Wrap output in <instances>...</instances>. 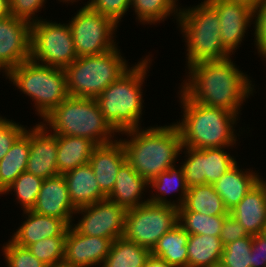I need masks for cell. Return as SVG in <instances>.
<instances>
[{"label": "cell", "instance_id": "1", "mask_svg": "<svg viewBox=\"0 0 266 267\" xmlns=\"http://www.w3.org/2000/svg\"><path fill=\"white\" fill-rule=\"evenodd\" d=\"M235 66L231 58L196 63L188 67V80H184L181 91L204 106L239 114L254 85L248 75Z\"/></svg>", "mask_w": 266, "mask_h": 267}, {"label": "cell", "instance_id": "2", "mask_svg": "<svg viewBox=\"0 0 266 267\" xmlns=\"http://www.w3.org/2000/svg\"><path fill=\"white\" fill-rule=\"evenodd\" d=\"M131 139L121 140L127 162L148 183L160 173L175 166V160L182 152V140L177 126L165 125L123 131ZM181 151V152H180Z\"/></svg>", "mask_w": 266, "mask_h": 267}, {"label": "cell", "instance_id": "3", "mask_svg": "<svg viewBox=\"0 0 266 267\" xmlns=\"http://www.w3.org/2000/svg\"><path fill=\"white\" fill-rule=\"evenodd\" d=\"M179 92L184 113L182 122L175 125L180 132L182 147L222 148L232 147L236 143L233 126L237 124L238 114L204 106L190 100L181 90Z\"/></svg>", "mask_w": 266, "mask_h": 267}, {"label": "cell", "instance_id": "4", "mask_svg": "<svg viewBox=\"0 0 266 267\" xmlns=\"http://www.w3.org/2000/svg\"><path fill=\"white\" fill-rule=\"evenodd\" d=\"M149 64L150 57L147 56L130 67L96 98L105 120L118 134L140 127L144 102L141 86L150 68Z\"/></svg>", "mask_w": 266, "mask_h": 267}, {"label": "cell", "instance_id": "5", "mask_svg": "<svg viewBox=\"0 0 266 267\" xmlns=\"http://www.w3.org/2000/svg\"><path fill=\"white\" fill-rule=\"evenodd\" d=\"M54 135L84 137L96 145L113 142L115 130L105 120L94 98L68 97L43 118ZM47 123V124H46ZM113 134V135H112Z\"/></svg>", "mask_w": 266, "mask_h": 267}, {"label": "cell", "instance_id": "6", "mask_svg": "<svg viewBox=\"0 0 266 267\" xmlns=\"http://www.w3.org/2000/svg\"><path fill=\"white\" fill-rule=\"evenodd\" d=\"M177 22L187 42L188 67L204 61H221L232 55L221 42L217 11L207 0L180 9Z\"/></svg>", "mask_w": 266, "mask_h": 267}, {"label": "cell", "instance_id": "7", "mask_svg": "<svg viewBox=\"0 0 266 267\" xmlns=\"http://www.w3.org/2000/svg\"><path fill=\"white\" fill-rule=\"evenodd\" d=\"M115 47L103 54L78 57L64 70L70 97L96 99L130 67Z\"/></svg>", "mask_w": 266, "mask_h": 267}, {"label": "cell", "instance_id": "8", "mask_svg": "<svg viewBox=\"0 0 266 267\" xmlns=\"http://www.w3.org/2000/svg\"><path fill=\"white\" fill-rule=\"evenodd\" d=\"M6 77L34 101L35 111L41 118L69 97L63 68L42 65L30 59L11 69Z\"/></svg>", "mask_w": 266, "mask_h": 267}, {"label": "cell", "instance_id": "9", "mask_svg": "<svg viewBox=\"0 0 266 267\" xmlns=\"http://www.w3.org/2000/svg\"><path fill=\"white\" fill-rule=\"evenodd\" d=\"M44 20L31 24L30 59L65 69L78 58L69 24Z\"/></svg>", "mask_w": 266, "mask_h": 267}, {"label": "cell", "instance_id": "10", "mask_svg": "<svg viewBox=\"0 0 266 267\" xmlns=\"http://www.w3.org/2000/svg\"><path fill=\"white\" fill-rule=\"evenodd\" d=\"M177 224L178 208L146 202L126 211L123 237L152 250Z\"/></svg>", "mask_w": 266, "mask_h": 267}, {"label": "cell", "instance_id": "11", "mask_svg": "<svg viewBox=\"0 0 266 267\" xmlns=\"http://www.w3.org/2000/svg\"><path fill=\"white\" fill-rule=\"evenodd\" d=\"M69 22L77 57L103 54L117 46L113 34L118 25L88 4Z\"/></svg>", "mask_w": 266, "mask_h": 267}, {"label": "cell", "instance_id": "12", "mask_svg": "<svg viewBox=\"0 0 266 267\" xmlns=\"http://www.w3.org/2000/svg\"><path fill=\"white\" fill-rule=\"evenodd\" d=\"M222 148L195 149L182 147L188 157L181 163L185 182L188 187L201 184H214L226 172L232 169L237 162L234 156Z\"/></svg>", "mask_w": 266, "mask_h": 267}, {"label": "cell", "instance_id": "13", "mask_svg": "<svg viewBox=\"0 0 266 267\" xmlns=\"http://www.w3.org/2000/svg\"><path fill=\"white\" fill-rule=\"evenodd\" d=\"M126 209L105 199L77 208L75 214H83L81 220L71 226L80 234L102 237L114 241L123 237Z\"/></svg>", "mask_w": 266, "mask_h": 267}, {"label": "cell", "instance_id": "14", "mask_svg": "<svg viewBox=\"0 0 266 267\" xmlns=\"http://www.w3.org/2000/svg\"><path fill=\"white\" fill-rule=\"evenodd\" d=\"M31 24L9 16L0 20V71L5 75L30 60Z\"/></svg>", "mask_w": 266, "mask_h": 267}, {"label": "cell", "instance_id": "15", "mask_svg": "<svg viewBox=\"0 0 266 267\" xmlns=\"http://www.w3.org/2000/svg\"><path fill=\"white\" fill-rule=\"evenodd\" d=\"M112 240L78 233L71 225L65 238L63 265L68 267H91L105 261Z\"/></svg>", "mask_w": 266, "mask_h": 267}, {"label": "cell", "instance_id": "16", "mask_svg": "<svg viewBox=\"0 0 266 267\" xmlns=\"http://www.w3.org/2000/svg\"><path fill=\"white\" fill-rule=\"evenodd\" d=\"M40 124V125H39ZM41 123L30 130V153L26 171L43 179L58 175L57 135Z\"/></svg>", "mask_w": 266, "mask_h": 267}, {"label": "cell", "instance_id": "17", "mask_svg": "<svg viewBox=\"0 0 266 267\" xmlns=\"http://www.w3.org/2000/svg\"><path fill=\"white\" fill-rule=\"evenodd\" d=\"M217 11L223 46L233 54L253 20V10L228 0H207Z\"/></svg>", "mask_w": 266, "mask_h": 267}, {"label": "cell", "instance_id": "18", "mask_svg": "<svg viewBox=\"0 0 266 267\" xmlns=\"http://www.w3.org/2000/svg\"><path fill=\"white\" fill-rule=\"evenodd\" d=\"M76 210L70 201L66 180L63 175L59 174L44 179L31 211L63 219L70 226Z\"/></svg>", "mask_w": 266, "mask_h": 267}, {"label": "cell", "instance_id": "19", "mask_svg": "<svg viewBox=\"0 0 266 267\" xmlns=\"http://www.w3.org/2000/svg\"><path fill=\"white\" fill-rule=\"evenodd\" d=\"M127 161L125 148L118 139L97 145L90 157L89 164L95 174L101 192L108 197L113 190L118 170Z\"/></svg>", "mask_w": 266, "mask_h": 267}, {"label": "cell", "instance_id": "20", "mask_svg": "<svg viewBox=\"0 0 266 267\" xmlns=\"http://www.w3.org/2000/svg\"><path fill=\"white\" fill-rule=\"evenodd\" d=\"M229 214L249 235L262 234L266 228V185L260 180Z\"/></svg>", "mask_w": 266, "mask_h": 267}, {"label": "cell", "instance_id": "21", "mask_svg": "<svg viewBox=\"0 0 266 267\" xmlns=\"http://www.w3.org/2000/svg\"><path fill=\"white\" fill-rule=\"evenodd\" d=\"M23 213L27 214L26 220L11 236V240L17 245L27 248L48 237H66L69 225L63 219L40 215L31 210Z\"/></svg>", "mask_w": 266, "mask_h": 267}, {"label": "cell", "instance_id": "22", "mask_svg": "<svg viewBox=\"0 0 266 267\" xmlns=\"http://www.w3.org/2000/svg\"><path fill=\"white\" fill-rule=\"evenodd\" d=\"M70 201L77 209L107 199L101 192L91 165L78 166L63 174Z\"/></svg>", "mask_w": 266, "mask_h": 267}, {"label": "cell", "instance_id": "23", "mask_svg": "<svg viewBox=\"0 0 266 267\" xmlns=\"http://www.w3.org/2000/svg\"><path fill=\"white\" fill-rule=\"evenodd\" d=\"M145 187L149 188V183L126 161L118 170L113 190L107 199L126 210L135 208L148 202V199L140 200L142 191L147 189Z\"/></svg>", "mask_w": 266, "mask_h": 267}, {"label": "cell", "instance_id": "24", "mask_svg": "<svg viewBox=\"0 0 266 267\" xmlns=\"http://www.w3.org/2000/svg\"><path fill=\"white\" fill-rule=\"evenodd\" d=\"M259 181V175L253 170L251 172L250 170L242 171L236 164L218 179L213 186L229 212Z\"/></svg>", "mask_w": 266, "mask_h": 267}, {"label": "cell", "instance_id": "25", "mask_svg": "<svg viewBox=\"0 0 266 267\" xmlns=\"http://www.w3.org/2000/svg\"><path fill=\"white\" fill-rule=\"evenodd\" d=\"M58 175L89 163L94 148L93 141L84 137L57 135Z\"/></svg>", "mask_w": 266, "mask_h": 267}, {"label": "cell", "instance_id": "26", "mask_svg": "<svg viewBox=\"0 0 266 267\" xmlns=\"http://www.w3.org/2000/svg\"><path fill=\"white\" fill-rule=\"evenodd\" d=\"M29 153L30 129H26L0 160V194L26 171Z\"/></svg>", "mask_w": 266, "mask_h": 267}, {"label": "cell", "instance_id": "27", "mask_svg": "<svg viewBox=\"0 0 266 267\" xmlns=\"http://www.w3.org/2000/svg\"><path fill=\"white\" fill-rule=\"evenodd\" d=\"M178 211L197 212L209 216H228L222 198L213 184L194 185L188 188L183 205Z\"/></svg>", "mask_w": 266, "mask_h": 267}, {"label": "cell", "instance_id": "28", "mask_svg": "<svg viewBox=\"0 0 266 267\" xmlns=\"http://www.w3.org/2000/svg\"><path fill=\"white\" fill-rule=\"evenodd\" d=\"M223 250L220 237L191 234L187 241V267H211L221 261Z\"/></svg>", "mask_w": 266, "mask_h": 267}, {"label": "cell", "instance_id": "29", "mask_svg": "<svg viewBox=\"0 0 266 267\" xmlns=\"http://www.w3.org/2000/svg\"><path fill=\"white\" fill-rule=\"evenodd\" d=\"M188 237L189 234L177 224L158 240L151 253L165 259L173 267H187Z\"/></svg>", "mask_w": 266, "mask_h": 267}, {"label": "cell", "instance_id": "30", "mask_svg": "<svg viewBox=\"0 0 266 267\" xmlns=\"http://www.w3.org/2000/svg\"><path fill=\"white\" fill-rule=\"evenodd\" d=\"M151 250L124 237L112 242L101 267H144Z\"/></svg>", "mask_w": 266, "mask_h": 267}, {"label": "cell", "instance_id": "31", "mask_svg": "<svg viewBox=\"0 0 266 267\" xmlns=\"http://www.w3.org/2000/svg\"><path fill=\"white\" fill-rule=\"evenodd\" d=\"M149 185L157 191L158 195H152L150 199L148 198V202L169 205L176 208H180L183 205L189 188L185 182L182 167L176 169L175 166L170 167L166 172L160 173L156 178L149 182ZM179 190L181 191V196H179L180 199H178V204L162 197V195H167L173 191L178 192Z\"/></svg>", "mask_w": 266, "mask_h": 267}, {"label": "cell", "instance_id": "32", "mask_svg": "<svg viewBox=\"0 0 266 267\" xmlns=\"http://www.w3.org/2000/svg\"><path fill=\"white\" fill-rule=\"evenodd\" d=\"M227 216H209L197 212L178 211V224L191 234L220 237L223 222Z\"/></svg>", "mask_w": 266, "mask_h": 267}, {"label": "cell", "instance_id": "33", "mask_svg": "<svg viewBox=\"0 0 266 267\" xmlns=\"http://www.w3.org/2000/svg\"><path fill=\"white\" fill-rule=\"evenodd\" d=\"M131 7L135 8V14L138 21L143 23L155 24L164 21L167 16L175 14L176 19L180 14V7L173 0H131Z\"/></svg>", "mask_w": 266, "mask_h": 267}, {"label": "cell", "instance_id": "34", "mask_svg": "<svg viewBox=\"0 0 266 267\" xmlns=\"http://www.w3.org/2000/svg\"><path fill=\"white\" fill-rule=\"evenodd\" d=\"M44 179L24 171L20 176L2 193L6 194L12 190L16 193V200L23 207V211L32 210L37 196L40 192Z\"/></svg>", "mask_w": 266, "mask_h": 267}, {"label": "cell", "instance_id": "35", "mask_svg": "<svg viewBox=\"0 0 266 267\" xmlns=\"http://www.w3.org/2000/svg\"><path fill=\"white\" fill-rule=\"evenodd\" d=\"M66 237H48L31 244L27 249L48 267L63 265Z\"/></svg>", "mask_w": 266, "mask_h": 267}, {"label": "cell", "instance_id": "36", "mask_svg": "<svg viewBox=\"0 0 266 267\" xmlns=\"http://www.w3.org/2000/svg\"><path fill=\"white\" fill-rule=\"evenodd\" d=\"M252 235L224 246L221 262L227 267H251Z\"/></svg>", "mask_w": 266, "mask_h": 267}, {"label": "cell", "instance_id": "37", "mask_svg": "<svg viewBox=\"0 0 266 267\" xmlns=\"http://www.w3.org/2000/svg\"><path fill=\"white\" fill-rule=\"evenodd\" d=\"M8 267H48L35 257L26 247L9 240L2 248Z\"/></svg>", "mask_w": 266, "mask_h": 267}, {"label": "cell", "instance_id": "38", "mask_svg": "<svg viewBox=\"0 0 266 267\" xmlns=\"http://www.w3.org/2000/svg\"><path fill=\"white\" fill-rule=\"evenodd\" d=\"M87 4L98 13L111 18L117 25L131 6V0H89Z\"/></svg>", "mask_w": 266, "mask_h": 267}, {"label": "cell", "instance_id": "39", "mask_svg": "<svg viewBox=\"0 0 266 267\" xmlns=\"http://www.w3.org/2000/svg\"><path fill=\"white\" fill-rule=\"evenodd\" d=\"M23 125L0 116V160L7 154L15 141L26 131Z\"/></svg>", "mask_w": 266, "mask_h": 267}, {"label": "cell", "instance_id": "40", "mask_svg": "<svg viewBox=\"0 0 266 267\" xmlns=\"http://www.w3.org/2000/svg\"><path fill=\"white\" fill-rule=\"evenodd\" d=\"M254 38L256 49L260 56L266 59V0L261 2L253 10Z\"/></svg>", "mask_w": 266, "mask_h": 267}, {"label": "cell", "instance_id": "41", "mask_svg": "<svg viewBox=\"0 0 266 267\" xmlns=\"http://www.w3.org/2000/svg\"><path fill=\"white\" fill-rule=\"evenodd\" d=\"M11 15L29 22L39 21L34 15L43 7L45 0H9ZM41 7V8H40ZM33 17V18H32Z\"/></svg>", "mask_w": 266, "mask_h": 267}, {"label": "cell", "instance_id": "42", "mask_svg": "<svg viewBox=\"0 0 266 267\" xmlns=\"http://www.w3.org/2000/svg\"><path fill=\"white\" fill-rule=\"evenodd\" d=\"M248 236L249 234L245 228L230 214L225 218L220 234V239L224 246L236 241L237 239Z\"/></svg>", "mask_w": 266, "mask_h": 267}, {"label": "cell", "instance_id": "43", "mask_svg": "<svg viewBox=\"0 0 266 267\" xmlns=\"http://www.w3.org/2000/svg\"><path fill=\"white\" fill-rule=\"evenodd\" d=\"M251 267H266V237L263 234L252 236Z\"/></svg>", "mask_w": 266, "mask_h": 267}, {"label": "cell", "instance_id": "44", "mask_svg": "<svg viewBox=\"0 0 266 267\" xmlns=\"http://www.w3.org/2000/svg\"><path fill=\"white\" fill-rule=\"evenodd\" d=\"M144 267H173L165 259L153 255L152 253L148 256Z\"/></svg>", "mask_w": 266, "mask_h": 267}, {"label": "cell", "instance_id": "45", "mask_svg": "<svg viewBox=\"0 0 266 267\" xmlns=\"http://www.w3.org/2000/svg\"><path fill=\"white\" fill-rule=\"evenodd\" d=\"M11 16L10 1L0 0V20Z\"/></svg>", "mask_w": 266, "mask_h": 267}, {"label": "cell", "instance_id": "46", "mask_svg": "<svg viewBox=\"0 0 266 267\" xmlns=\"http://www.w3.org/2000/svg\"><path fill=\"white\" fill-rule=\"evenodd\" d=\"M229 2L238 3L254 10L261 0H228Z\"/></svg>", "mask_w": 266, "mask_h": 267}, {"label": "cell", "instance_id": "47", "mask_svg": "<svg viewBox=\"0 0 266 267\" xmlns=\"http://www.w3.org/2000/svg\"><path fill=\"white\" fill-rule=\"evenodd\" d=\"M211 267H227V266L223 262L219 261V262L215 263Z\"/></svg>", "mask_w": 266, "mask_h": 267}, {"label": "cell", "instance_id": "48", "mask_svg": "<svg viewBox=\"0 0 266 267\" xmlns=\"http://www.w3.org/2000/svg\"><path fill=\"white\" fill-rule=\"evenodd\" d=\"M61 2L63 1V2H67V3H70V2H76V1H78V0H60ZM68 1H70V2H68Z\"/></svg>", "mask_w": 266, "mask_h": 267}, {"label": "cell", "instance_id": "49", "mask_svg": "<svg viewBox=\"0 0 266 267\" xmlns=\"http://www.w3.org/2000/svg\"><path fill=\"white\" fill-rule=\"evenodd\" d=\"M262 234L266 237V228L263 230Z\"/></svg>", "mask_w": 266, "mask_h": 267}, {"label": "cell", "instance_id": "50", "mask_svg": "<svg viewBox=\"0 0 266 267\" xmlns=\"http://www.w3.org/2000/svg\"><path fill=\"white\" fill-rule=\"evenodd\" d=\"M260 180L266 185V181H264L263 178H260Z\"/></svg>", "mask_w": 266, "mask_h": 267}]
</instances>
